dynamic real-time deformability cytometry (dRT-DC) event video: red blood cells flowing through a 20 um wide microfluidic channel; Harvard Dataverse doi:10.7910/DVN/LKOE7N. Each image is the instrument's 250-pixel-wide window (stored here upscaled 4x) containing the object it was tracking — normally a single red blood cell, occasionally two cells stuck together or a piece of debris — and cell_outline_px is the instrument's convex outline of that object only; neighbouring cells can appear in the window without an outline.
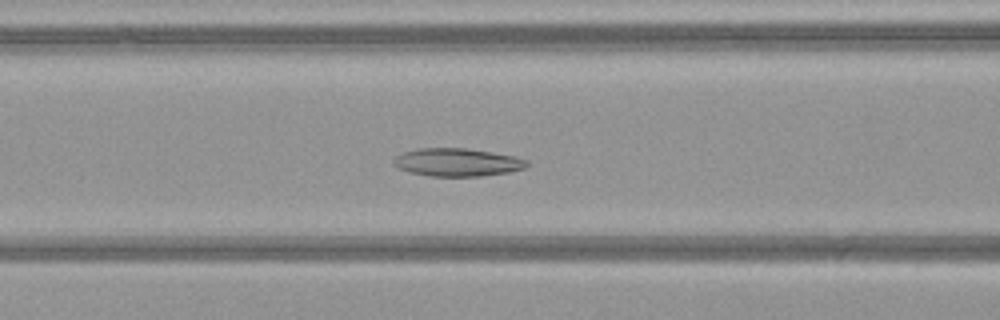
{"species": "common noctule bat (a hibernating species)", "species_latin": "Nyctalus noctula", "temperature_condition": "warm", "stored_images_in_passage": 51, "camera_frame_rate_fps": 3000, "um_per_image_px": 0.085, "animal": {"sex": "female", "body_mass_g": 21.9}, "frame": {"image": 1, "passage_image": 22, "time_ms": 7.0, "image_size_px": [1000, 320], "cell_outline_px": [[528, 164], [524, 168], [508, 172], [480, 176], [428, 176], [408, 172], [392, 164], [392, 160], [396, 156], [404, 152], [416, 148], [464, 148], [492, 152], [516, 156], [528, 160]], "centroid_in_image_um": [38.84, 13.79], "position_along_channel_um": 127.8, "area_um2": 21.79}}
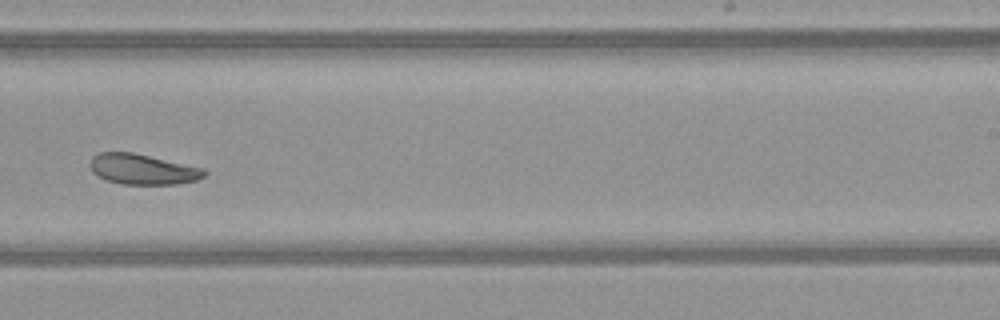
{"frame": {"image": 2, "passage_image": 33, "time_ms": 10.667, "image_size_px": [1000, 320], "cell_outline_px": [[208, 172], [204, 176], [196, 180], [176, 184], [124, 184], [108, 180], [92, 172], [88, 164], [92, 156], [100, 152], [132, 152], [204, 168]], "centroid_in_image_um": [12.12, 14.38], "position_along_channel_um": 276.9, "area_um2": 20.17}}
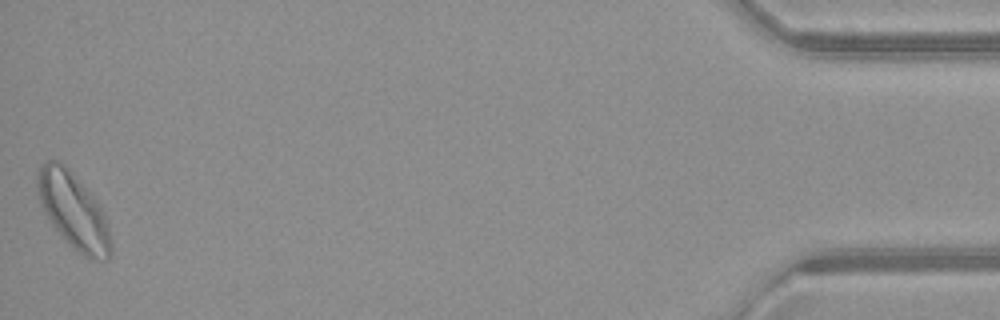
{"frame": {"image": 3, "passage_image": 51, "time_ms": 16.667, "image_size_px": [1000, 320], "cell_outline_px": [[112, 256], [108, 260], [88, 260], [68, 244], [52, 224], [40, 204], [36, 196], [36, 176], [40, 168], [48, 160], [60, 160], [72, 172], [96, 200], [108, 224], [112, 244]], "centroid_in_image_um": [6.24, 17.95], "position_along_channel_um": 429.0, "area_um2": 32.71}, "authors_computed_cell_mechanics": {"area_um2": 24.276, "velocity_mm_per_s": 4.0736, "shape_relaxation_time_tau1_ms": 8.1237, "shape_relaxation_time_tau2_ms": null, "deformation_change_tau1": 0.1597, "deformation_change_tau2": null}}